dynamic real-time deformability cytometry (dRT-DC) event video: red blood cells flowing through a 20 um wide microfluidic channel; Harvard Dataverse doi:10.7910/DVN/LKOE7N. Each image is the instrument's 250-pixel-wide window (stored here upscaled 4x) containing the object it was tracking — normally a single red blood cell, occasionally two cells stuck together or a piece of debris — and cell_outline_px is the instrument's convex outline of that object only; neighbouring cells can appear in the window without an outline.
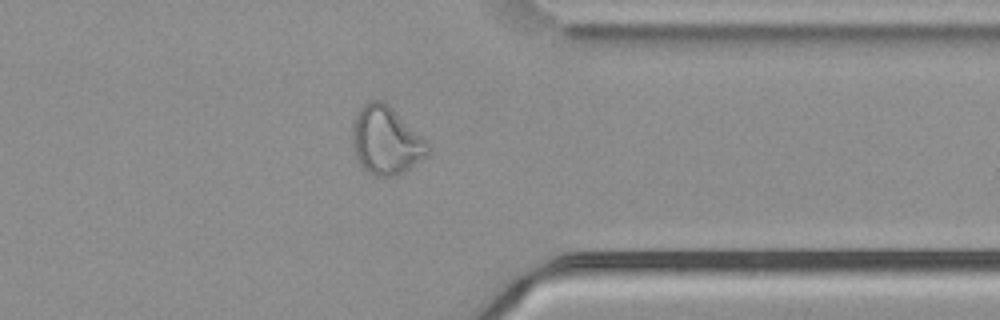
{"species": "common noctule bat (a hibernating species)", "species_latin": "Nyctalus noctula", "temperature_condition": "cold", "stored_images_in_passage": 39, "camera_frame_rate_fps": 3000, "um_per_image_px": 0.085, "animal": {"sex": "male", "body_mass_g": 21.5, "forearm_length_mm": 52.0}, "frame": {"image": 1, "passage_image": 28, "time_ms": 9.0, "image_size_px": [1000, 320], "cell_outline_px": [[428, 156], [404, 172], [396, 176], [372, 176], [356, 160], [352, 152], [352, 120], [356, 112], [368, 100], [384, 100], [428, 144]], "centroid_in_image_um": [32.74, 11.95], "position_along_channel_um": 378.7, "area_um2": 30.06}, "authors_computed_cell_mechanics": {"area_um2": 29.0734, "velocity_mm_per_s": 3.7444, "shape_relaxation_time_tau1_ms": null, "shape_relaxation_time_tau2_ms": 1.7465, "deformation_change_tau1": null, "deformation_change_tau2": 0.0882}}